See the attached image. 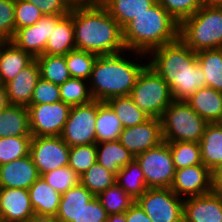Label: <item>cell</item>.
<instances>
[{"label":"cell","instance_id":"cell-18","mask_svg":"<svg viewBox=\"0 0 222 222\" xmlns=\"http://www.w3.org/2000/svg\"><path fill=\"white\" fill-rule=\"evenodd\" d=\"M40 177L31 155L0 165V188L29 189Z\"/></svg>","mask_w":222,"mask_h":222},{"label":"cell","instance_id":"cell-45","mask_svg":"<svg viewBox=\"0 0 222 222\" xmlns=\"http://www.w3.org/2000/svg\"><path fill=\"white\" fill-rule=\"evenodd\" d=\"M61 101L59 85L40 78L34 88L30 105L53 104Z\"/></svg>","mask_w":222,"mask_h":222},{"label":"cell","instance_id":"cell-30","mask_svg":"<svg viewBox=\"0 0 222 222\" xmlns=\"http://www.w3.org/2000/svg\"><path fill=\"white\" fill-rule=\"evenodd\" d=\"M115 181L134 200L148 189L143 171L135 159L116 173Z\"/></svg>","mask_w":222,"mask_h":222},{"label":"cell","instance_id":"cell-5","mask_svg":"<svg viewBox=\"0 0 222 222\" xmlns=\"http://www.w3.org/2000/svg\"><path fill=\"white\" fill-rule=\"evenodd\" d=\"M179 38L194 52L222 48V6L203 5L184 19Z\"/></svg>","mask_w":222,"mask_h":222},{"label":"cell","instance_id":"cell-43","mask_svg":"<svg viewBox=\"0 0 222 222\" xmlns=\"http://www.w3.org/2000/svg\"><path fill=\"white\" fill-rule=\"evenodd\" d=\"M44 14L32 3L15 0V31L34 25Z\"/></svg>","mask_w":222,"mask_h":222},{"label":"cell","instance_id":"cell-34","mask_svg":"<svg viewBox=\"0 0 222 222\" xmlns=\"http://www.w3.org/2000/svg\"><path fill=\"white\" fill-rule=\"evenodd\" d=\"M116 175L99 163H94L86 172L80 175V183L94 196L113 186Z\"/></svg>","mask_w":222,"mask_h":222},{"label":"cell","instance_id":"cell-20","mask_svg":"<svg viewBox=\"0 0 222 222\" xmlns=\"http://www.w3.org/2000/svg\"><path fill=\"white\" fill-rule=\"evenodd\" d=\"M34 58L12 41H0V84L14 79Z\"/></svg>","mask_w":222,"mask_h":222},{"label":"cell","instance_id":"cell-1","mask_svg":"<svg viewBox=\"0 0 222 222\" xmlns=\"http://www.w3.org/2000/svg\"><path fill=\"white\" fill-rule=\"evenodd\" d=\"M148 66L169 85L175 101H187L198 89L206 87L196 52L180 38L152 50Z\"/></svg>","mask_w":222,"mask_h":222},{"label":"cell","instance_id":"cell-24","mask_svg":"<svg viewBox=\"0 0 222 222\" xmlns=\"http://www.w3.org/2000/svg\"><path fill=\"white\" fill-rule=\"evenodd\" d=\"M95 196L81 183L61 195L56 216L62 222H78L82 208Z\"/></svg>","mask_w":222,"mask_h":222},{"label":"cell","instance_id":"cell-21","mask_svg":"<svg viewBox=\"0 0 222 222\" xmlns=\"http://www.w3.org/2000/svg\"><path fill=\"white\" fill-rule=\"evenodd\" d=\"M186 102L208 123L219 122L222 118V92L200 88Z\"/></svg>","mask_w":222,"mask_h":222},{"label":"cell","instance_id":"cell-42","mask_svg":"<svg viewBox=\"0 0 222 222\" xmlns=\"http://www.w3.org/2000/svg\"><path fill=\"white\" fill-rule=\"evenodd\" d=\"M157 2L179 23L204 5L202 0H157Z\"/></svg>","mask_w":222,"mask_h":222},{"label":"cell","instance_id":"cell-55","mask_svg":"<svg viewBox=\"0 0 222 222\" xmlns=\"http://www.w3.org/2000/svg\"><path fill=\"white\" fill-rule=\"evenodd\" d=\"M218 123L222 126V118H221V120Z\"/></svg>","mask_w":222,"mask_h":222},{"label":"cell","instance_id":"cell-52","mask_svg":"<svg viewBox=\"0 0 222 222\" xmlns=\"http://www.w3.org/2000/svg\"><path fill=\"white\" fill-rule=\"evenodd\" d=\"M10 105L6 86L0 84V113Z\"/></svg>","mask_w":222,"mask_h":222},{"label":"cell","instance_id":"cell-41","mask_svg":"<svg viewBox=\"0 0 222 222\" xmlns=\"http://www.w3.org/2000/svg\"><path fill=\"white\" fill-rule=\"evenodd\" d=\"M44 180L61 195L80 183V176L69 166L42 175Z\"/></svg>","mask_w":222,"mask_h":222},{"label":"cell","instance_id":"cell-2","mask_svg":"<svg viewBox=\"0 0 222 222\" xmlns=\"http://www.w3.org/2000/svg\"><path fill=\"white\" fill-rule=\"evenodd\" d=\"M147 60V55L130 50L98 56L88 81L93 99L106 102L111 97L130 95Z\"/></svg>","mask_w":222,"mask_h":222},{"label":"cell","instance_id":"cell-23","mask_svg":"<svg viewBox=\"0 0 222 222\" xmlns=\"http://www.w3.org/2000/svg\"><path fill=\"white\" fill-rule=\"evenodd\" d=\"M32 208L36 214L56 215L61 194L40 176L28 189Z\"/></svg>","mask_w":222,"mask_h":222},{"label":"cell","instance_id":"cell-17","mask_svg":"<svg viewBox=\"0 0 222 222\" xmlns=\"http://www.w3.org/2000/svg\"><path fill=\"white\" fill-rule=\"evenodd\" d=\"M2 222H28L35 214L29 191L22 188H0Z\"/></svg>","mask_w":222,"mask_h":222},{"label":"cell","instance_id":"cell-12","mask_svg":"<svg viewBox=\"0 0 222 222\" xmlns=\"http://www.w3.org/2000/svg\"><path fill=\"white\" fill-rule=\"evenodd\" d=\"M70 147L60 136L32 137L30 152L40 176L68 166Z\"/></svg>","mask_w":222,"mask_h":222},{"label":"cell","instance_id":"cell-27","mask_svg":"<svg viewBox=\"0 0 222 222\" xmlns=\"http://www.w3.org/2000/svg\"><path fill=\"white\" fill-rule=\"evenodd\" d=\"M97 163L115 175L119 170L135 159L118 140L96 143Z\"/></svg>","mask_w":222,"mask_h":222},{"label":"cell","instance_id":"cell-7","mask_svg":"<svg viewBox=\"0 0 222 222\" xmlns=\"http://www.w3.org/2000/svg\"><path fill=\"white\" fill-rule=\"evenodd\" d=\"M129 96L138 108L158 119L174 100L169 85L148 65L139 74Z\"/></svg>","mask_w":222,"mask_h":222},{"label":"cell","instance_id":"cell-26","mask_svg":"<svg viewBox=\"0 0 222 222\" xmlns=\"http://www.w3.org/2000/svg\"><path fill=\"white\" fill-rule=\"evenodd\" d=\"M32 136L28 107L10 104L0 113V138Z\"/></svg>","mask_w":222,"mask_h":222},{"label":"cell","instance_id":"cell-50","mask_svg":"<svg viewBox=\"0 0 222 222\" xmlns=\"http://www.w3.org/2000/svg\"><path fill=\"white\" fill-rule=\"evenodd\" d=\"M71 8L102 5L103 0H65Z\"/></svg>","mask_w":222,"mask_h":222},{"label":"cell","instance_id":"cell-4","mask_svg":"<svg viewBox=\"0 0 222 222\" xmlns=\"http://www.w3.org/2000/svg\"><path fill=\"white\" fill-rule=\"evenodd\" d=\"M180 23L158 2L123 28L127 50L148 55L152 50L179 38Z\"/></svg>","mask_w":222,"mask_h":222},{"label":"cell","instance_id":"cell-48","mask_svg":"<svg viewBox=\"0 0 222 222\" xmlns=\"http://www.w3.org/2000/svg\"><path fill=\"white\" fill-rule=\"evenodd\" d=\"M125 218L126 222H153L137 202L125 212Z\"/></svg>","mask_w":222,"mask_h":222},{"label":"cell","instance_id":"cell-35","mask_svg":"<svg viewBox=\"0 0 222 222\" xmlns=\"http://www.w3.org/2000/svg\"><path fill=\"white\" fill-rule=\"evenodd\" d=\"M61 101L73 107L93 101L89 82L83 79L70 78L59 85Z\"/></svg>","mask_w":222,"mask_h":222},{"label":"cell","instance_id":"cell-37","mask_svg":"<svg viewBox=\"0 0 222 222\" xmlns=\"http://www.w3.org/2000/svg\"><path fill=\"white\" fill-rule=\"evenodd\" d=\"M175 170L197 164L201 160L200 145L197 142L178 141L168 142Z\"/></svg>","mask_w":222,"mask_h":222},{"label":"cell","instance_id":"cell-13","mask_svg":"<svg viewBox=\"0 0 222 222\" xmlns=\"http://www.w3.org/2000/svg\"><path fill=\"white\" fill-rule=\"evenodd\" d=\"M65 15H43L34 25L17 29L12 42L34 59L41 56L56 24Z\"/></svg>","mask_w":222,"mask_h":222},{"label":"cell","instance_id":"cell-39","mask_svg":"<svg viewBox=\"0 0 222 222\" xmlns=\"http://www.w3.org/2000/svg\"><path fill=\"white\" fill-rule=\"evenodd\" d=\"M32 136L0 138V165L29 155Z\"/></svg>","mask_w":222,"mask_h":222},{"label":"cell","instance_id":"cell-11","mask_svg":"<svg viewBox=\"0 0 222 222\" xmlns=\"http://www.w3.org/2000/svg\"><path fill=\"white\" fill-rule=\"evenodd\" d=\"M28 110L32 137L61 136L71 106L58 101L53 104L29 105Z\"/></svg>","mask_w":222,"mask_h":222},{"label":"cell","instance_id":"cell-54","mask_svg":"<svg viewBox=\"0 0 222 222\" xmlns=\"http://www.w3.org/2000/svg\"><path fill=\"white\" fill-rule=\"evenodd\" d=\"M207 6H222V0H202Z\"/></svg>","mask_w":222,"mask_h":222},{"label":"cell","instance_id":"cell-40","mask_svg":"<svg viewBox=\"0 0 222 222\" xmlns=\"http://www.w3.org/2000/svg\"><path fill=\"white\" fill-rule=\"evenodd\" d=\"M96 156V144L70 147L68 166L80 176L97 162Z\"/></svg>","mask_w":222,"mask_h":222},{"label":"cell","instance_id":"cell-32","mask_svg":"<svg viewBox=\"0 0 222 222\" xmlns=\"http://www.w3.org/2000/svg\"><path fill=\"white\" fill-rule=\"evenodd\" d=\"M106 103L116 113L123 128L136 126L150 118L149 115L136 106L129 95L111 97Z\"/></svg>","mask_w":222,"mask_h":222},{"label":"cell","instance_id":"cell-38","mask_svg":"<svg viewBox=\"0 0 222 222\" xmlns=\"http://www.w3.org/2000/svg\"><path fill=\"white\" fill-rule=\"evenodd\" d=\"M96 197L108 214L125 213L136 202L116 183Z\"/></svg>","mask_w":222,"mask_h":222},{"label":"cell","instance_id":"cell-8","mask_svg":"<svg viewBox=\"0 0 222 222\" xmlns=\"http://www.w3.org/2000/svg\"><path fill=\"white\" fill-rule=\"evenodd\" d=\"M140 165L148 188H170L172 186L175 167L168 142L135 156Z\"/></svg>","mask_w":222,"mask_h":222},{"label":"cell","instance_id":"cell-6","mask_svg":"<svg viewBox=\"0 0 222 222\" xmlns=\"http://www.w3.org/2000/svg\"><path fill=\"white\" fill-rule=\"evenodd\" d=\"M163 141L197 142L202 139L208 122L186 101L173 100L160 117Z\"/></svg>","mask_w":222,"mask_h":222},{"label":"cell","instance_id":"cell-47","mask_svg":"<svg viewBox=\"0 0 222 222\" xmlns=\"http://www.w3.org/2000/svg\"><path fill=\"white\" fill-rule=\"evenodd\" d=\"M34 4L44 15H68L72 8L65 0H25Z\"/></svg>","mask_w":222,"mask_h":222},{"label":"cell","instance_id":"cell-36","mask_svg":"<svg viewBox=\"0 0 222 222\" xmlns=\"http://www.w3.org/2000/svg\"><path fill=\"white\" fill-rule=\"evenodd\" d=\"M64 56L71 78L89 81L98 55L84 50L74 49Z\"/></svg>","mask_w":222,"mask_h":222},{"label":"cell","instance_id":"cell-15","mask_svg":"<svg viewBox=\"0 0 222 222\" xmlns=\"http://www.w3.org/2000/svg\"><path fill=\"white\" fill-rule=\"evenodd\" d=\"M118 141L137 156L163 142L161 121L150 117L141 124L124 128Z\"/></svg>","mask_w":222,"mask_h":222},{"label":"cell","instance_id":"cell-19","mask_svg":"<svg viewBox=\"0 0 222 222\" xmlns=\"http://www.w3.org/2000/svg\"><path fill=\"white\" fill-rule=\"evenodd\" d=\"M39 79L40 69L34 59L14 79L5 84L10 104L28 107Z\"/></svg>","mask_w":222,"mask_h":222},{"label":"cell","instance_id":"cell-16","mask_svg":"<svg viewBox=\"0 0 222 222\" xmlns=\"http://www.w3.org/2000/svg\"><path fill=\"white\" fill-rule=\"evenodd\" d=\"M183 222H222V195L211 192L184 199Z\"/></svg>","mask_w":222,"mask_h":222},{"label":"cell","instance_id":"cell-51","mask_svg":"<svg viewBox=\"0 0 222 222\" xmlns=\"http://www.w3.org/2000/svg\"><path fill=\"white\" fill-rule=\"evenodd\" d=\"M28 222H62L56 215L34 214Z\"/></svg>","mask_w":222,"mask_h":222},{"label":"cell","instance_id":"cell-31","mask_svg":"<svg viewBox=\"0 0 222 222\" xmlns=\"http://www.w3.org/2000/svg\"><path fill=\"white\" fill-rule=\"evenodd\" d=\"M196 55L206 79V87L222 92V48L201 50Z\"/></svg>","mask_w":222,"mask_h":222},{"label":"cell","instance_id":"cell-28","mask_svg":"<svg viewBox=\"0 0 222 222\" xmlns=\"http://www.w3.org/2000/svg\"><path fill=\"white\" fill-rule=\"evenodd\" d=\"M157 0H103L102 6L124 28L133 18L151 8Z\"/></svg>","mask_w":222,"mask_h":222},{"label":"cell","instance_id":"cell-46","mask_svg":"<svg viewBox=\"0 0 222 222\" xmlns=\"http://www.w3.org/2000/svg\"><path fill=\"white\" fill-rule=\"evenodd\" d=\"M108 213L95 196L79 213L78 222H107Z\"/></svg>","mask_w":222,"mask_h":222},{"label":"cell","instance_id":"cell-14","mask_svg":"<svg viewBox=\"0 0 222 222\" xmlns=\"http://www.w3.org/2000/svg\"><path fill=\"white\" fill-rule=\"evenodd\" d=\"M170 189L182 199L209 194L212 172L204 164L177 169Z\"/></svg>","mask_w":222,"mask_h":222},{"label":"cell","instance_id":"cell-33","mask_svg":"<svg viewBox=\"0 0 222 222\" xmlns=\"http://www.w3.org/2000/svg\"><path fill=\"white\" fill-rule=\"evenodd\" d=\"M35 59L43 80L61 85L71 78L64 55H41Z\"/></svg>","mask_w":222,"mask_h":222},{"label":"cell","instance_id":"cell-53","mask_svg":"<svg viewBox=\"0 0 222 222\" xmlns=\"http://www.w3.org/2000/svg\"><path fill=\"white\" fill-rule=\"evenodd\" d=\"M107 222H126L125 213L109 214Z\"/></svg>","mask_w":222,"mask_h":222},{"label":"cell","instance_id":"cell-3","mask_svg":"<svg viewBox=\"0 0 222 222\" xmlns=\"http://www.w3.org/2000/svg\"><path fill=\"white\" fill-rule=\"evenodd\" d=\"M75 47L98 56L126 51L123 28L102 6L72 8Z\"/></svg>","mask_w":222,"mask_h":222},{"label":"cell","instance_id":"cell-10","mask_svg":"<svg viewBox=\"0 0 222 222\" xmlns=\"http://www.w3.org/2000/svg\"><path fill=\"white\" fill-rule=\"evenodd\" d=\"M97 113V100L71 107L68 120L60 137L69 147L96 144Z\"/></svg>","mask_w":222,"mask_h":222},{"label":"cell","instance_id":"cell-44","mask_svg":"<svg viewBox=\"0 0 222 222\" xmlns=\"http://www.w3.org/2000/svg\"><path fill=\"white\" fill-rule=\"evenodd\" d=\"M15 0H0V41H11L15 34Z\"/></svg>","mask_w":222,"mask_h":222},{"label":"cell","instance_id":"cell-49","mask_svg":"<svg viewBox=\"0 0 222 222\" xmlns=\"http://www.w3.org/2000/svg\"><path fill=\"white\" fill-rule=\"evenodd\" d=\"M212 192L222 195V166L212 172Z\"/></svg>","mask_w":222,"mask_h":222},{"label":"cell","instance_id":"cell-29","mask_svg":"<svg viewBox=\"0 0 222 222\" xmlns=\"http://www.w3.org/2000/svg\"><path fill=\"white\" fill-rule=\"evenodd\" d=\"M95 127L96 143L117 141L124 129L116 113L102 101H98Z\"/></svg>","mask_w":222,"mask_h":222},{"label":"cell","instance_id":"cell-25","mask_svg":"<svg viewBox=\"0 0 222 222\" xmlns=\"http://www.w3.org/2000/svg\"><path fill=\"white\" fill-rule=\"evenodd\" d=\"M74 49H76V47L71 10L70 13L65 15L52 30L42 55H66L69 51Z\"/></svg>","mask_w":222,"mask_h":222},{"label":"cell","instance_id":"cell-9","mask_svg":"<svg viewBox=\"0 0 222 222\" xmlns=\"http://www.w3.org/2000/svg\"><path fill=\"white\" fill-rule=\"evenodd\" d=\"M136 202L153 222H183L184 199L170 188H148Z\"/></svg>","mask_w":222,"mask_h":222},{"label":"cell","instance_id":"cell-22","mask_svg":"<svg viewBox=\"0 0 222 222\" xmlns=\"http://www.w3.org/2000/svg\"><path fill=\"white\" fill-rule=\"evenodd\" d=\"M202 163L211 171L222 166V126L208 123L199 141Z\"/></svg>","mask_w":222,"mask_h":222}]
</instances>
